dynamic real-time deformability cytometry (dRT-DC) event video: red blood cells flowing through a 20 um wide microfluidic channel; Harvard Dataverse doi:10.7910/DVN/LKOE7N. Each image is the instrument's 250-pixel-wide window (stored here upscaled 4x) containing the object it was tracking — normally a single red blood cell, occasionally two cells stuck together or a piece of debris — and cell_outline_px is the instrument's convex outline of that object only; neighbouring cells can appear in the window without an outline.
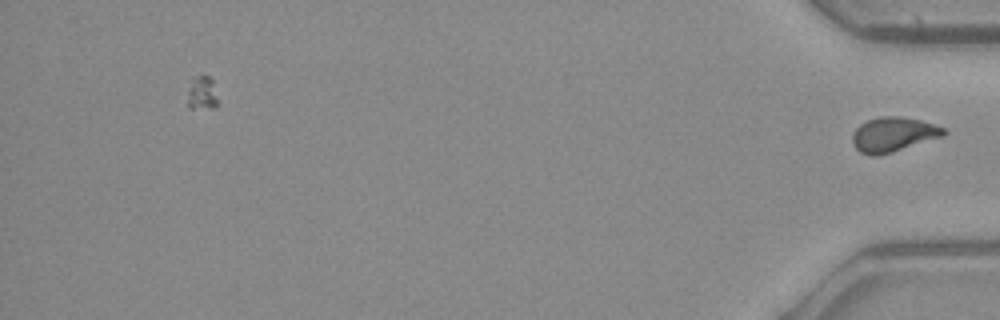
{"species": "common noctule bat (a hibernating species)", "species_latin": "Nyctalus noctula", "temperature_condition": "warm", "stored_images_in_passage": 42, "camera_frame_rate_fps": 3000, "um_per_image_px": 0.085, "animal": {"sex": "male", "body_mass_g": 23.1, "forearm_length_mm": 52.7}, "frame": {"image": 1, "passage_image": 42, "time_ms": 13.667, "image_size_px": [1000, 320], "cell_outline_px": [[948, 132], [944, 136], [892, 152], [876, 156], [872, 156], [860, 152], [852, 144], [852, 132], [860, 124], [868, 120], [880, 116], [900, 116], [920, 120], [944, 128]], "centroid_in_image_um": [75.91, 11.43], "position_along_channel_um": 359.3, "area_um2": 18.44}}